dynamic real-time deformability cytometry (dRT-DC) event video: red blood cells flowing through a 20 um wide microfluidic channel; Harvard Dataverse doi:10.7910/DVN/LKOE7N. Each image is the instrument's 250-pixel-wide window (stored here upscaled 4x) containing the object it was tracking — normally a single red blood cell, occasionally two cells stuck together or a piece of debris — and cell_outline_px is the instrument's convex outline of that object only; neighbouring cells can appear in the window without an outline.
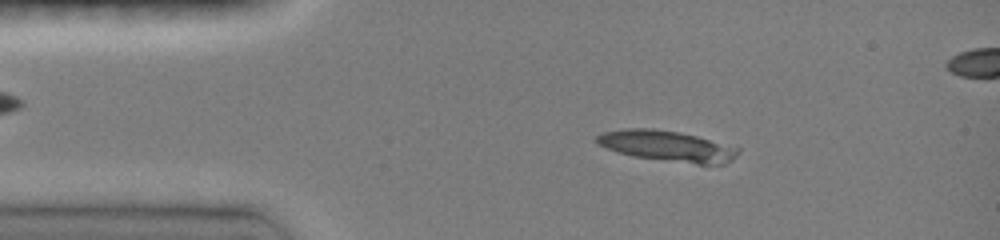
{"species": "common noctule bat (a hibernating species)", "species_latin": "Nyctalus noctula", "temperature_condition": "room temperature", "stored_images_in_passage": 61, "camera_frame_rate_fps": 3000, "um_per_image_px": 0.085, "animal": {"sex": "female", "body_mass_g": 19.0, "forearm_length_mm": 51.5}, "frame": {"image": 1, "passage_image": 5, "time_ms": 2.0, "image_size_px": [1000, 240], "cell_outline_px": [[740, 152], [732, 160], [724, 164], [696, 164], [632, 156], [616, 152], [596, 144], [592, 140], [596, 136], [604, 132], [624, 128], [652, 128], [680, 132], [696, 136], [740, 148]], "centroid_in_image_um": [56.66, 12.41], "position_along_channel_um": 28.3, "area_um2": 25.49}}
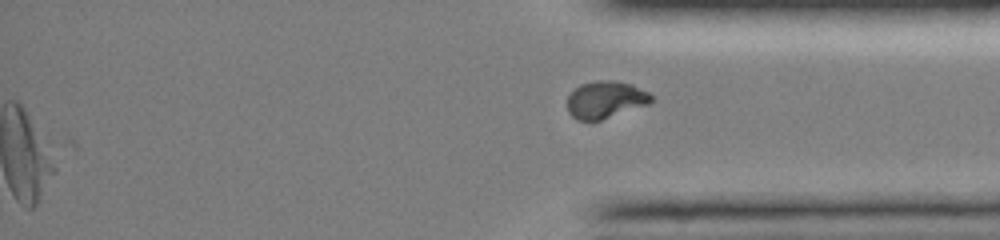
{"frame": {"image": 2, "passage_image": 61, "time_ms": 15.333, "image_size_px": [1000, 240], "cell_outline_px": [[652, 100], [648, 104], [600, 120], [576, 120], [568, 112], [568, 96], [580, 84], [596, 80], [616, 80], [632, 84], [648, 92], [652, 96]], "centroid_in_image_um": [51.46, 8.46], "position_along_channel_um": 383.7, "area_um2": 18.09}}